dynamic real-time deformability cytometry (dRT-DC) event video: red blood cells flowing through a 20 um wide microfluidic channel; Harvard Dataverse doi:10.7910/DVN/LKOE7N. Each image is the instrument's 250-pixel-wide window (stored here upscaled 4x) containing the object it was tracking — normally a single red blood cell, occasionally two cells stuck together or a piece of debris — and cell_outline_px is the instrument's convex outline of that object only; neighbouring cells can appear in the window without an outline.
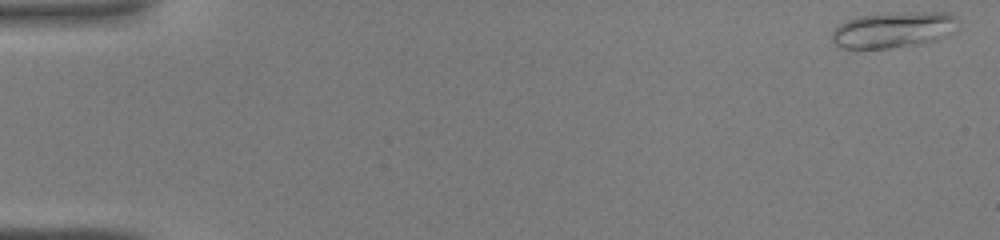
{"species": "common noctule bat (a hibernating species)", "species_latin": "Nyctalus noctula", "temperature_condition": "warm", "stored_images_in_passage": 44, "camera_frame_rate_fps": 3000, "um_per_image_px": 0.085, "animal": {"sex": "male", "body_mass_g": 19.0, "forearm_length_mm": 50.8}, "frame": {"image": 1, "passage_image": 1, "time_ms": 0.0, "image_size_px": [1000, 240], "cell_outline_px": [[960, 20], [956, 32], [932, 40], [916, 44], [888, 48], [840, 48], [832, 40], [832, 32], [840, 24], [848, 20], [860, 16], [904, 12], [944, 12], [956, 16]], "centroid_in_image_um": [75.99, 2.52], "position_along_channel_um": 9.0, "area_um2": 26.24}}
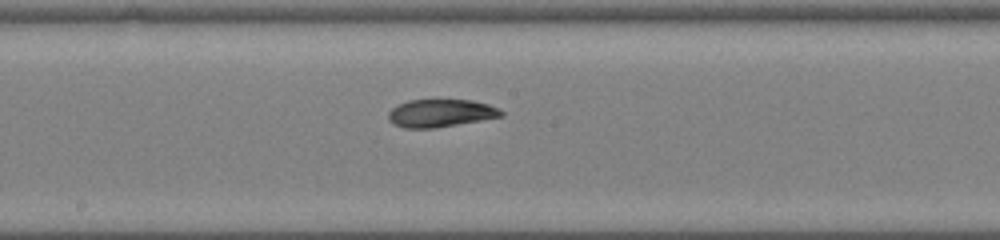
{"frame": {"image": 2, "passage_image": 24, "time_ms": 7.667, "image_size_px": [1000, 240], "cell_outline_px": [[504, 116], [436, 128], [404, 128], [392, 124], [388, 120], [388, 112], [396, 104], [408, 100], [472, 100], [488, 104], [500, 108], [504, 112]], "centroid_in_image_um": [37.44, 9.62], "position_along_channel_um": 210.8, "area_um2": 18.5}}
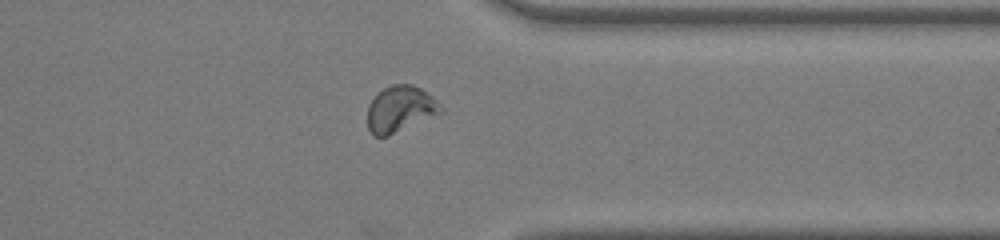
{"frame": {"image": 3, "passage_image": 35, "time_ms": 11.333, "image_size_px": [1000, 240], "cell_outline_px": [[444, 112], [388, 136], [372, 136], [368, 128], [368, 104], [384, 88], [392, 84], [412, 84], [420, 88], [432, 96], [444, 108]], "centroid_in_image_um": [34.03, 9.28], "position_along_channel_um": 377.4, "area_um2": 19.71}}